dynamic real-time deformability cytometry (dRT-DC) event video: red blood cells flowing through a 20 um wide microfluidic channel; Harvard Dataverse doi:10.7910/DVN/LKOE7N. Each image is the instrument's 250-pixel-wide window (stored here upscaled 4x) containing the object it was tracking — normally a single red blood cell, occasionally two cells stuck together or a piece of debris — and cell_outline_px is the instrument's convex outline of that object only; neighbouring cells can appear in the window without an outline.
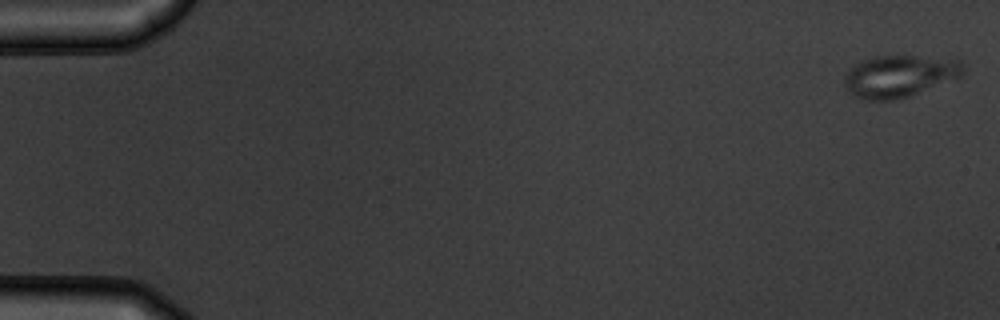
{"species": "common noctule bat (a hibernating species)", "species_latin": "Nyctalus noctula", "temperature_condition": "warm", "stored_images_in_passage": 54, "camera_frame_rate_fps": 3000, "um_per_image_px": 0.085, "animal": {"sex": "male", "body_mass_g": 19.5, "forearm_length_mm": 54.6}, "frame": {"image": 1, "passage_image": 1, "time_ms": 0.0, "image_size_px": [1000, 320], "cell_outline_px": [[964, 72], [960, 76], [912, 96], [900, 100], [864, 100], [852, 96], [848, 92], [844, 84], [844, 76], [848, 68], [864, 60], [876, 56], [912, 56], [960, 60], [964, 64]], "centroid_in_image_um": [76.41, 6.5], "position_along_channel_um": 8.6, "area_um2": 29.25}}
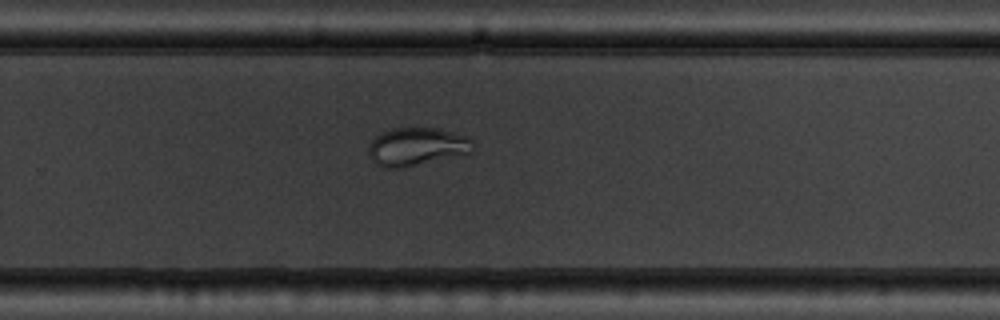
{"frame": {"image": 2, "passage_image": 36, "time_ms": 11.667, "image_size_px": [1000, 320], "cell_outline_px": [[472, 152], [404, 168], [384, 168], [376, 164], [372, 160], [368, 152], [368, 144], [380, 132], [392, 128], [436, 128], [468, 136], [472, 140]], "centroid_in_image_um": [35.38, 12.46], "position_along_channel_um": 294.4, "area_um2": 23.24}}
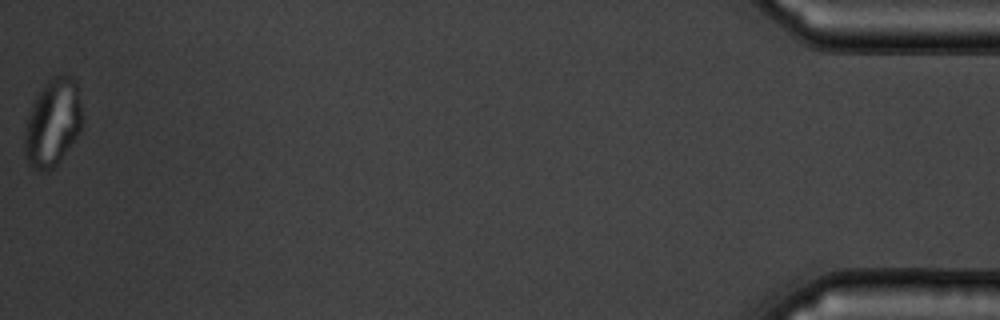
{"frame": {"image": 3, "passage_image": 54, "time_ms": 17.667, "image_size_px": [1000, 320], "cell_outline_px": [[84, 120], [80, 132], [56, 164], [52, 168], [40, 172], [36, 172], [28, 164], [24, 152], [24, 140], [28, 116], [32, 104], [48, 80], [52, 76], [72, 76], [76, 80]], "centroid_in_image_um": [4.5, 10.44], "position_along_channel_um": 430.7, "area_um2": 29.3}, "authors_computed_cell_mechanics": {"area_um2": 26.7903, "velocity_mm_per_s": 3.7852, "shape_relaxation_time_tau1_ms": 4.6603, "shape_relaxation_time_tau2_ms": null, "deformation_change_tau1": 0.119, "deformation_change_tau2": null}}